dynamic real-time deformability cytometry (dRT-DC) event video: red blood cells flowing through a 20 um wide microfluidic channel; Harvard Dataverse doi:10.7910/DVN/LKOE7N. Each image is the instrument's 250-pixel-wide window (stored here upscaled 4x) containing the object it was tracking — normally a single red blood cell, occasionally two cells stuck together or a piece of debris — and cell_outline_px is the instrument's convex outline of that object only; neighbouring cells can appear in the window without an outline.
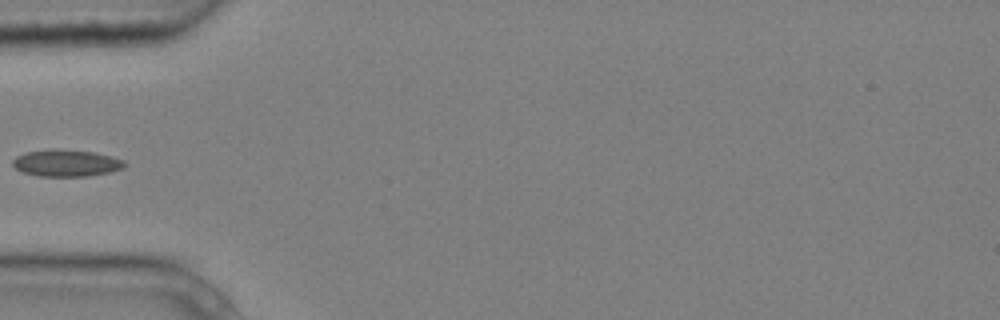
{"species": "common noctule bat (a hibernating species)", "species_latin": "Nyctalus noctula", "temperature_condition": "cold", "stored_images_in_passage": 5, "camera_frame_rate_fps": 3000, "um_per_image_px": 0.085, "animal": {"sex": "male", "body_mass_g": 20.4}, "frame": {"image": 1, "passage_image": 4, "time_ms": 1.0, "image_size_px": [1000, 320], "cell_outline_px": [[128, 164], [124, 168], [108, 172], [88, 176], [36, 176], [20, 172], [12, 164], [12, 160], [16, 156], [24, 152], [92, 152], [112, 156], [124, 160]], "centroid_in_image_um": [5.65, 13.92], "position_along_channel_um": 79.3, "area_um2": 16.76}}
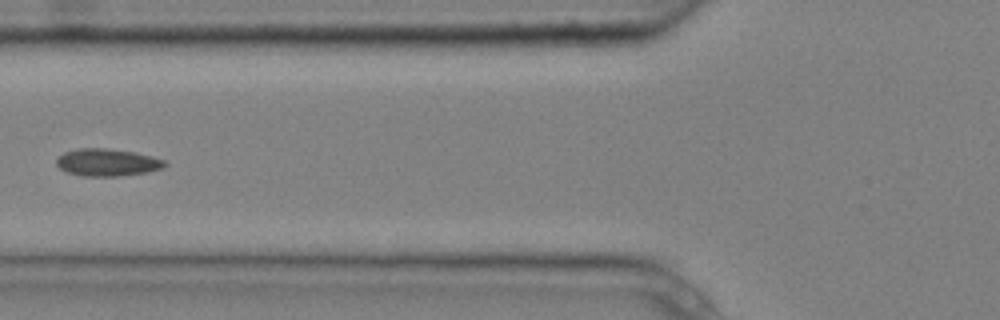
{"frame": {"image": 2, "passage_image": 5, "time_ms": 1.333, "image_size_px": [1000, 320], "cell_outline_px": [[168, 164], [160, 168], [148, 172], [116, 176], [84, 176], [68, 172], [60, 168], [56, 164], [56, 160], [64, 152], [76, 148], [108, 148], [136, 152], [164, 160]], "centroid_in_image_um": [9.1, 13.79], "position_along_channel_um": 116.7, "area_um2": 17.17}}